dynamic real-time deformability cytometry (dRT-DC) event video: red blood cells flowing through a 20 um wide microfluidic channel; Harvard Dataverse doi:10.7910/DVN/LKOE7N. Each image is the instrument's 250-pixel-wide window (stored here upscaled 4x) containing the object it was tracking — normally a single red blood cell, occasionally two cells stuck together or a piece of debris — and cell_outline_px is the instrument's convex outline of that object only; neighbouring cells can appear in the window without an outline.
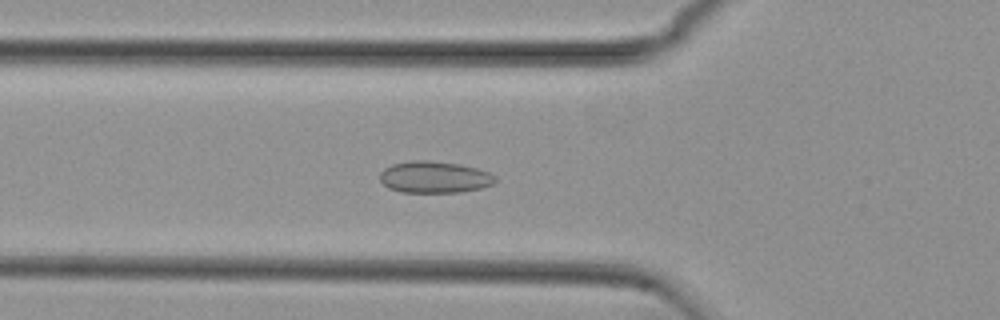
{"species": "common noctule bat (a hibernating species)", "species_latin": "Nyctalus noctula", "temperature_condition": "cold", "stored_images_in_passage": 54, "camera_frame_rate_fps": 3000, "um_per_image_px": 0.085, "animal": {"sex": "female", "body_mass_g": 29.2, "forearm_length_mm": 56.3}, "frame": {"image": 1, "passage_image": 19, "time_ms": 6.0, "image_size_px": [1000, 320], "cell_outline_px": [[496, 180], [492, 184], [480, 188], [460, 192], [400, 192], [388, 188], [380, 180], [380, 172], [384, 168], [392, 164], [412, 160], [428, 160], [460, 164], [476, 168], [488, 172], [496, 176]], "centroid_in_image_um": [36.9, 15.05], "position_along_channel_um": 88.9, "area_um2": 21.33}}
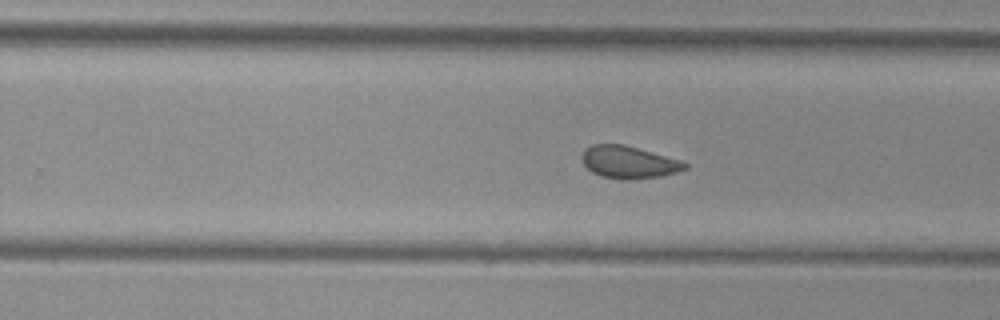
{"frame": {"image": 2, "passage_image": 34, "time_ms": 11.0, "image_size_px": [1000, 320], "cell_outline_px": [[688, 168], [676, 172], [660, 176], [632, 180], [600, 176], [592, 172], [584, 164], [580, 156], [592, 144], [624, 144], [680, 160], [688, 164]], "centroid_in_image_um": [53.44, 13.79], "position_along_channel_um": 276.4, "area_um2": 19.25}}
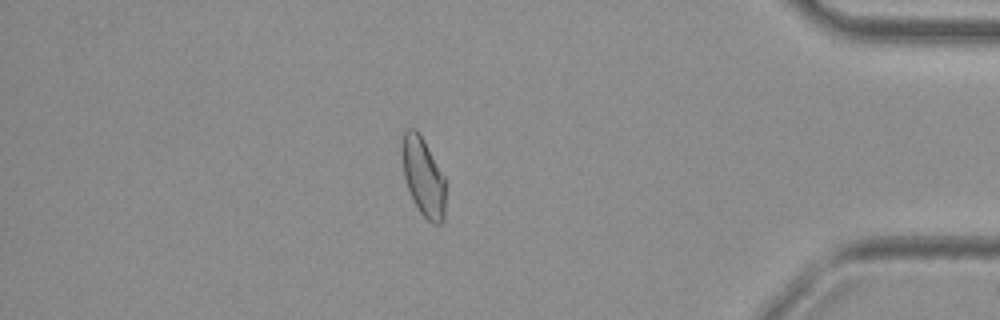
{"frame": {"image": 3, "passage_image": 47, "time_ms": 15.333, "image_size_px": [1000, 320], "cell_outline_px": [[444, 220], [440, 224], [432, 224], [420, 212], [412, 200], [404, 180], [400, 152], [400, 148], [404, 132], [408, 128], [416, 128], [424, 140], [444, 176]], "centroid_in_image_um": [35.93, 15.01], "position_along_channel_um": 399.3, "area_um2": 20.17}, "authors_computed_cell_mechanics": {"area_um2": 20.6346, "velocity_mm_per_s": 3.7452, "shape_relaxation_time_tau1_ms": null, "shape_relaxation_time_tau2_ms": 1.4273, "deformation_change_tau1": null, "deformation_change_tau2": 0.0652}}